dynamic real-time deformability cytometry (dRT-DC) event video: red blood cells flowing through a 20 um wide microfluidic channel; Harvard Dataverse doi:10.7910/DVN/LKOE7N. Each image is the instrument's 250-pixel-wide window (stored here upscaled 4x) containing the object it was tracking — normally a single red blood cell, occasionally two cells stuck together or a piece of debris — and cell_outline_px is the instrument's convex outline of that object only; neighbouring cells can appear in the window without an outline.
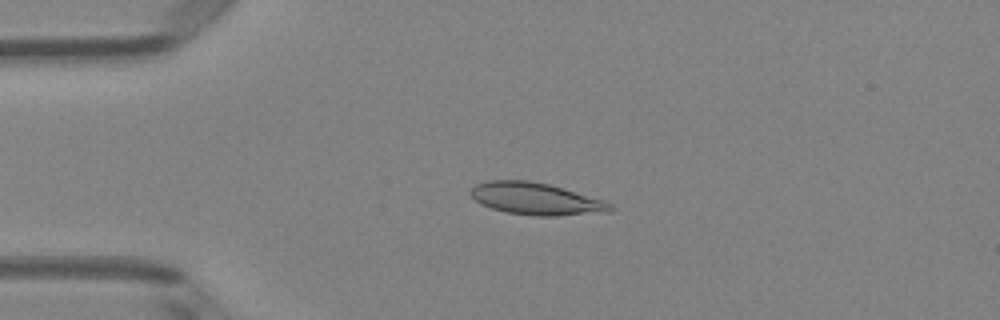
{"species": "Egyptian fruit bat (a non-hibernating species)", "species_latin": "Rousettus aegyptiacus", "temperature_condition": "room temperature", "stored_images_in_passage": 7, "camera_frame_rate_fps": 3000, "um_per_image_px": 0.085, "animal": {"sex": "female"}, "frame": {"image": 1, "passage_image": 3, "time_ms": 0.667, "image_size_px": [1000, 320], "cell_outline_px": [[616, 208], [612, 212], [556, 216], [536, 216], [504, 212], [480, 204], [468, 192], [476, 184], [488, 180], [528, 180], [548, 184], [564, 188], [604, 200], [612, 204]], "centroid_in_image_um": [45.59, 16.91], "position_along_channel_um": 39.4, "area_um2": 26.41}}
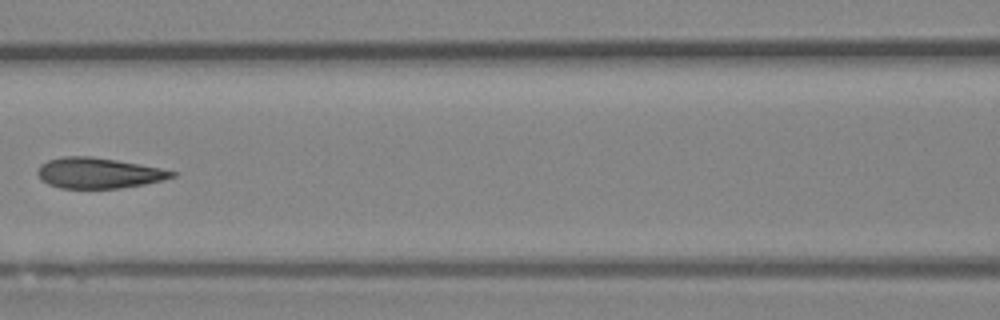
{"frame": {"image": 2, "passage_image": 6, "time_ms": 1.667, "image_size_px": [1000, 320], "cell_outline_px": [[176, 176], [144, 184], [120, 188], [60, 188], [48, 184], [40, 180], [36, 172], [36, 168], [40, 164], [48, 160], [64, 156], [92, 156], [116, 160], [160, 168], [176, 172]], "centroid_in_image_um": [8.3, 14.7], "position_along_channel_um": 158.3, "area_um2": 23.93}}
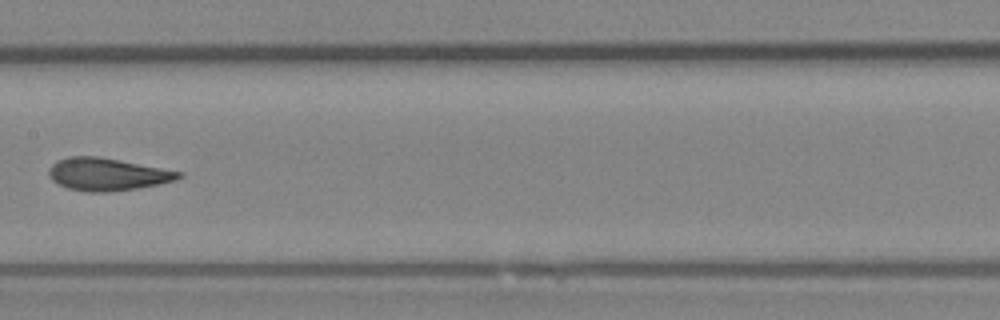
{"frame": {"image": 3, "passage_image": 7, "time_ms": 2.0, "image_size_px": [1000, 320], "cell_outline_px": [[184, 176], [176, 180], [160, 184], [136, 188], [104, 192], [88, 192], [68, 188], [52, 180], [48, 176], [48, 172], [52, 164], [56, 160], [68, 156], [100, 156], [184, 172]], "centroid_in_image_um": [9.14, 14.8], "position_along_channel_um": 198.3, "area_um2": 24.74}}